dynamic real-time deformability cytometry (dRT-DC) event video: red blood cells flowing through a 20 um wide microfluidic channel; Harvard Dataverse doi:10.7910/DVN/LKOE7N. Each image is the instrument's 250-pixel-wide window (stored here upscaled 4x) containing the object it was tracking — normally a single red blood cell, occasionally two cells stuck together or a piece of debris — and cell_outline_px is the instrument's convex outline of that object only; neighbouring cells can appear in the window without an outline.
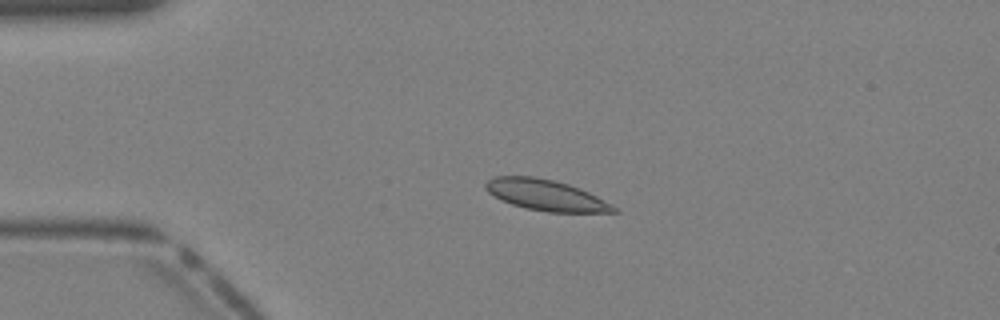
{"species": "Egyptian fruit bat (a non-hibernating species)", "species_latin": "Rousettus aegyptiacus", "temperature_condition": "warm", "stored_images_in_passage": 41, "camera_frame_rate_fps": 3000, "um_per_image_px": 0.085, "animal": {"sex": "female"}, "frame": {"image": 1, "passage_image": 10, "time_ms": 3.0, "image_size_px": [1000, 320], "cell_outline_px": [[620, 212], [548, 212], [524, 208], [500, 200], [488, 192], [484, 188], [484, 184], [488, 180], [496, 176], [532, 176], [552, 180], [568, 184], [580, 188], [612, 204]], "centroid_in_image_um": [46.37, 16.59], "position_along_channel_um": 38.6, "area_um2": 23.0}}
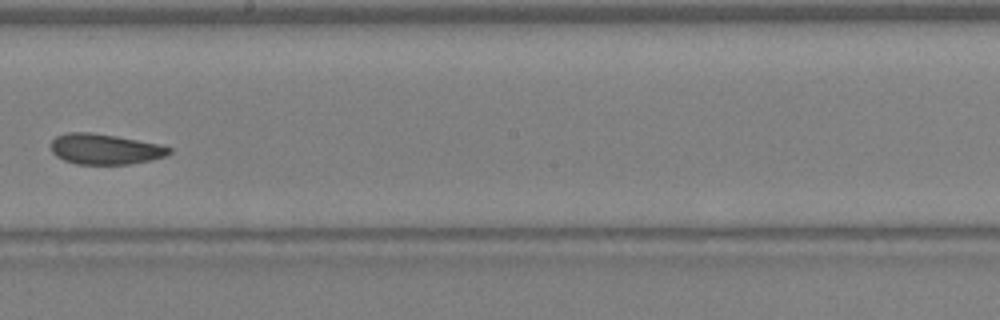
{"frame": {"image": 2, "passage_image": 24, "time_ms": 7.667, "image_size_px": [1000, 320], "cell_outline_px": [[172, 152], [168, 156], [152, 160], [128, 164], [76, 164], [64, 160], [56, 156], [52, 152], [52, 140], [56, 136], [68, 132], [88, 132], [116, 136], [160, 144], [172, 148]], "centroid_in_image_um": [8.96, 12.68], "position_along_channel_um": 239.2, "area_um2": 21.1}}
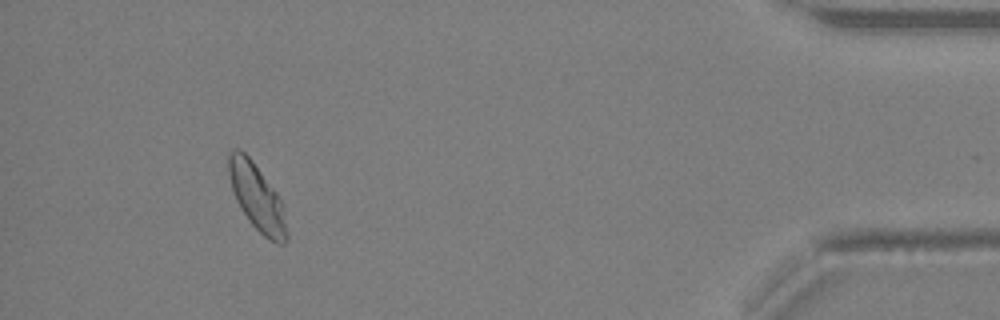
{"frame": {"image": 3, "passage_image": 38, "time_ms": 12.333, "image_size_px": [1000, 320], "cell_outline_px": [[288, 240], [284, 244], [276, 244], [264, 236], [252, 224], [240, 208], [236, 200], [232, 188], [228, 172], [228, 152], [232, 148], [240, 148], [252, 160], [276, 192], [284, 204], [288, 232]], "centroid_in_image_um": [21.86, 16.78], "position_along_channel_um": 413.3, "area_um2": 22.77}}